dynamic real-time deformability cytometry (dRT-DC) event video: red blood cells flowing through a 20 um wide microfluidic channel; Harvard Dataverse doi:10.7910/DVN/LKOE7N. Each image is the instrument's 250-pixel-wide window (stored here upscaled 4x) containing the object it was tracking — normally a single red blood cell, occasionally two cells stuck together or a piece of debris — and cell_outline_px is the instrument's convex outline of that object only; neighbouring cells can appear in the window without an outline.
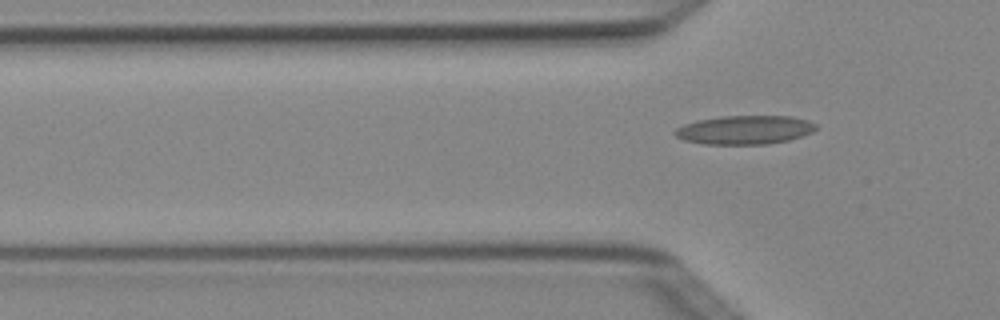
{"species": "Egyptian fruit bat (a non-hibernating species)", "species_latin": "Rousettus aegyptiacus", "temperature_condition": "cold", "stored_images_in_passage": 7, "segment_of_instrument_passage": [2, 2], "camera_frame_rate_fps": 3000, "um_per_image_px": 0.085, "animal": {"sex": "female"}, "frame": {"image": 1, "passage_image": 7, "time_ms": 2.0, "image_size_px": [1000, 320], "cell_outline_px": [[816, 128], [812, 132], [788, 140], [768, 144], [704, 144], [684, 140], [676, 136], [672, 132], [676, 128], [684, 124], [696, 120], [720, 116], [792, 116], [808, 120], [816, 124]], "centroid_in_image_um": [63.27, 11.03], "position_along_channel_um": 62.5, "area_um2": 23.7}}